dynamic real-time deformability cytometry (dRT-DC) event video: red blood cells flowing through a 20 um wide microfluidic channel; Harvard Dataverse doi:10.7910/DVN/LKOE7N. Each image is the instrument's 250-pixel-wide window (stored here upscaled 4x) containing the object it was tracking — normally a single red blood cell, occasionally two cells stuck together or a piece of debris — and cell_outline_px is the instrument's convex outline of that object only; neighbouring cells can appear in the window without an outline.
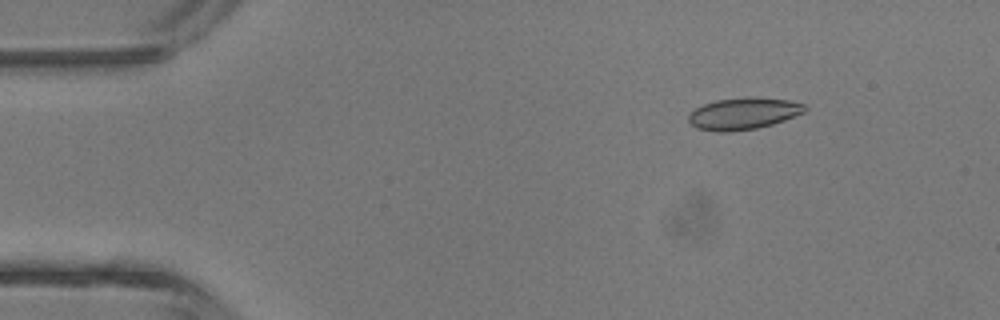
{"species": "common noctule bat (a hibernating species)", "species_latin": "Nyctalus noctula", "temperature_condition": "room temperature", "stored_images_in_passage": 5, "camera_frame_rate_fps": 3000, "um_per_image_px": 0.085, "animal": {"sex": "male", "body_mass_g": 13.3}, "frame": {"image": 1, "passage_image": 2, "time_ms": 1.333, "image_size_px": [1000, 320], "cell_outline_px": [[808, 108], [804, 112], [784, 120], [772, 124], [756, 128], [732, 132], [716, 132], [696, 128], [688, 120], [688, 116], [696, 108], [704, 104], [716, 100], [788, 100], [804, 104]], "centroid_in_image_um": [63.15, 9.72], "position_along_channel_um": 21.8, "area_um2": 20.52}}
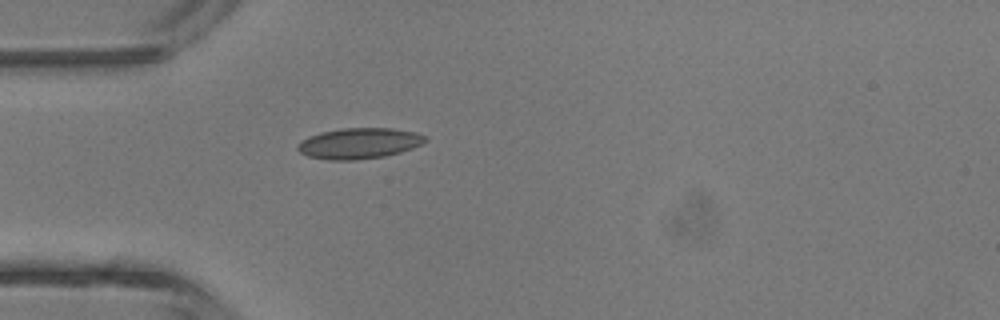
{"frame": {"image": 2, "passage_image": 4, "time_ms": 3.667, "image_size_px": [1000, 320], "cell_outline_px": [[428, 140], [412, 148], [400, 152], [384, 156], [356, 160], [328, 160], [308, 156], [300, 152], [296, 148], [296, 144], [308, 136], [320, 132], [344, 128], [392, 128], [412, 132], [424, 136]], "centroid_in_image_um": [30.47, 12.19], "position_along_channel_um": 54.5, "area_um2": 22.77}}